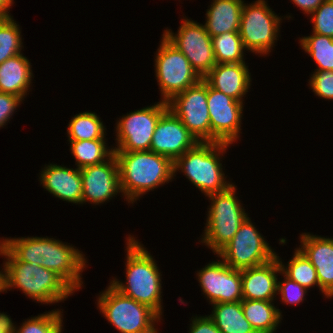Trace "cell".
I'll use <instances>...</instances> for the list:
<instances>
[{"instance_id":"cell-1","label":"cell","mask_w":333,"mask_h":333,"mask_svg":"<svg viewBox=\"0 0 333 333\" xmlns=\"http://www.w3.org/2000/svg\"><path fill=\"white\" fill-rule=\"evenodd\" d=\"M125 239L126 281L123 283L114 277L110 284L122 294L149 306L162 318V272L154 257L136 237L129 234Z\"/></svg>"},{"instance_id":"cell-2","label":"cell","mask_w":333,"mask_h":333,"mask_svg":"<svg viewBox=\"0 0 333 333\" xmlns=\"http://www.w3.org/2000/svg\"><path fill=\"white\" fill-rule=\"evenodd\" d=\"M118 162L120 188L128 204H134L147 192L174 181L173 162L155 152H114Z\"/></svg>"},{"instance_id":"cell-3","label":"cell","mask_w":333,"mask_h":333,"mask_svg":"<svg viewBox=\"0 0 333 333\" xmlns=\"http://www.w3.org/2000/svg\"><path fill=\"white\" fill-rule=\"evenodd\" d=\"M4 292L18 289L36 303L64 302L76 291L56 272L36 263L16 260L3 247Z\"/></svg>"},{"instance_id":"cell-4","label":"cell","mask_w":333,"mask_h":333,"mask_svg":"<svg viewBox=\"0 0 333 333\" xmlns=\"http://www.w3.org/2000/svg\"><path fill=\"white\" fill-rule=\"evenodd\" d=\"M229 146L228 143L198 142L173 163L174 177L177 172L183 173L205 197L225 191L234 184L226 179L221 163Z\"/></svg>"},{"instance_id":"cell-5","label":"cell","mask_w":333,"mask_h":333,"mask_svg":"<svg viewBox=\"0 0 333 333\" xmlns=\"http://www.w3.org/2000/svg\"><path fill=\"white\" fill-rule=\"evenodd\" d=\"M236 190L237 186L232 184L225 191L207 196L211 204L207 208L204 232L199 242L212 250L214 255L232 240L248 217Z\"/></svg>"},{"instance_id":"cell-6","label":"cell","mask_w":333,"mask_h":333,"mask_svg":"<svg viewBox=\"0 0 333 333\" xmlns=\"http://www.w3.org/2000/svg\"><path fill=\"white\" fill-rule=\"evenodd\" d=\"M96 301L101 315L120 333H160L156 324L163 318L149 306L122 294L110 283L99 293Z\"/></svg>"},{"instance_id":"cell-7","label":"cell","mask_w":333,"mask_h":333,"mask_svg":"<svg viewBox=\"0 0 333 333\" xmlns=\"http://www.w3.org/2000/svg\"><path fill=\"white\" fill-rule=\"evenodd\" d=\"M283 17L273 11L266 0L243 4L239 34L246 51L269 56L276 46Z\"/></svg>"},{"instance_id":"cell-8","label":"cell","mask_w":333,"mask_h":333,"mask_svg":"<svg viewBox=\"0 0 333 333\" xmlns=\"http://www.w3.org/2000/svg\"><path fill=\"white\" fill-rule=\"evenodd\" d=\"M154 70L161 93L160 101L168 102L202 78L188 59L163 36L154 59Z\"/></svg>"},{"instance_id":"cell-9","label":"cell","mask_w":333,"mask_h":333,"mask_svg":"<svg viewBox=\"0 0 333 333\" xmlns=\"http://www.w3.org/2000/svg\"><path fill=\"white\" fill-rule=\"evenodd\" d=\"M167 109L168 104L159 101L120 116L115 126L114 152L150 150L156 124Z\"/></svg>"},{"instance_id":"cell-10","label":"cell","mask_w":333,"mask_h":333,"mask_svg":"<svg viewBox=\"0 0 333 333\" xmlns=\"http://www.w3.org/2000/svg\"><path fill=\"white\" fill-rule=\"evenodd\" d=\"M263 236L248 216L232 240L216 257L236 270L265 264L276 257V252Z\"/></svg>"},{"instance_id":"cell-11","label":"cell","mask_w":333,"mask_h":333,"mask_svg":"<svg viewBox=\"0 0 333 333\" xmlns=\"http://www.w3.org/2000/svg\"><path fill=\"white\" fill-rule=\"evenodd\" d=\"M176 33L171 29L163 31V37L188 59L193 69L203 79L217 64L212 46L211 36L204 24L181 18Z\"/></svg>"},{"instance_id":"cell-12","label":"cell","mask_w":333,"mask_h":333,"mask_svg":"<svg viewBox=\"0 0 333 333\" xmlns=\"http://www.w3.org/2000/svg\"><path fill=\"white\" fill-rule=\"evenodd\" d=\"M170 109L198 142H211V123L207 105V83L195 85L167 102Z\"/></svg>"},{"instance_id":"cell-13","label":"cell","mask_w":333,"mask_h":333,"mask_svg":"<svg viewBox=\"0 0 333 333\" xmlns=\"http://www.w3.org/2000/svg\"><path fill=\"white\" fill-rule=\"evenodd\" d=\"M244 103L207 84V105L211 123V142L234 144L240 139Z\"/></svg>"},{"instance_id":"cell-14","label":"cell","mask_w":333,"mask_h":333,"mask_svg":"<svg viewBox=\"0 0 333 333\" xmlns=\"http://www.w3.org/2000/svg\"><path fill=\"white\" fill-rule=\"evenodd\" d=\"M196 276L202 294L211 305L243 299L241 271L228 266L222 259L212 260L198 270Z\"/></svg>"},{"instance_id":"cell-15","label":"cell","mask_w":333,"mask_h":333,"mask_svg":"<svg viewBox=\"0 0 333 333\" xmlns=\"http://www.w3.org/2000/svg\"><path fill=\"white\" fill-rule=\"evenodd\" d=\"M42 267L56 272L75 291L84 287L82 273L87 267V258L78 248L63 241L42 237Z\"/></svg>"},{"instance_id":"cell-16","label":"cell","mask_w":333,"mask_h":333,"mask_svg":"<svg viewBox=\"0 0 333 333\" xmlns=\"http://www.w3.org/2000/svg\"><path fill=\"white\" fill-rule=\"evenodd\" d=\"M82 177V205H101L110 202L121 192L118 162L113 154L101 164L80 169Z\"/></svg>"},{"instance_id":"cell-17","label":"cell","mask_w":333,"mask_h":333,"mask_svg":"<svg viewBox=\"0 0 333 333\" xmlns=\"http://www.w3.org/2000/svg\"><path fill=\"white\" fill-rule=\"evenodd\" d=\"M198 141L181 120L167 109L160 117L153 133L150 151L169 158L173 163Z\"/></svg>"},{"instance_id":"cell-18","label":"cell","mask_w":333,"mask_h":333,"mask_svg":"<svg viewBox=\"0 0 333 333\" xmlns=\"http://www.w3.org/2000/svg\"><path fill=\"white\" fill-rule=\"evenodd\" d=\"M299 249L316 269L319 288L329 297H333V238L300 234Z\"/></svg>"},{"instance_id":"cell-19","label":"cell","mask_w":333,"mask_h":333,"mask_svg":"<svg viewBox=\"0 0 333 333\" xmlns=\"http://www.w3.org/2000/svg\"><path fill=\"white\" fill-rule=\"evenodd\" d=\"M39 173L40 185L62 201L82 204V177L79 168H68L57 163L45 164Z\"/></svg>"},{"instance_id":"cell-20","label":"cell","mask_w":333,"mask_h":333,"mask_svg":"<svg viewBox=\"0 0 333 333\" xmlns=\"http://www.w3.org/2000/svg\"><path fill=\"white\" fill-rule=\"evenodd\" d=\"M203 80L211 87L244 102L252 85L247 63H217Z\"/></svg>"},{"instance_id":"cell-21","label":"cell","mask_w":333,"mask_h":333,"mask_svg":"<svg viewBox=\"0 0 333 333\" xmlns=\"http://www.w3.org/2000/svg\"><path fill=\"white\" fill-rule=\"evenodd\" d=\"M240 271L243 299L276 301L278 274L281 273L277 257L260 266Z\"/></svg>"},{"instance_id":"cell-22","label":"cell","mask_w":333,"mask_h":333,"mask_svg":"<svg viewBox=\"0 0 333 333\" xmlns=\"http://www.w3.org/2000/svg\"><path fill=\"white\" fill-rule=\"evenodd\" d=\"M31 62L23 53L0 64V92L20 97L23 101L32 88L34 78Z\"/></svg>"},{"instance_id":"cell-23","label":"cell","mask_w":333,"mask_h":333,"mask_svg":"<svg viewBox=\"0 0 333 333\" xmlns=\"http://www.w3.org/2000/svg\"><path fill=\"white\" fill-rule=\"evenodd\" d=\"M213 1V2H212ZM206 11L204 26L211 36L239 31L243 0H212Z\"/></svg>"},{"instance_id":"cell-24","label":"cell","mask_w":333,"mask_h":333,"mask_svg":"<svg viewBox=\"0 0 333 333\" xmlns=\"http://www.w3.org/2000/svg\"><path fill=\"white\" fill-rule=\"evenodd\" d=\"M273 302L275 301L241 300L244 316L257 333H276L282 323V311Z\"/></svg>"},{"instance_id":"cell-25","label":"cell","mask_w":333,"mask_h":333,"mask_svg":"<svg viewBox=\"0 0 333 333\" xmlns=\"http://www.w3.org/2000/svg\"><path fill=\"white\" fill-rule=\"evenodd\" d=\"M213 320L221 333H257L245 318L241 301L212 304Z\"/></svg>"},{"instance_id":"cell-26","label":"cell","mask_w":333,"mask_h":333,"mask_svg":"<svg viewBox=\"0 0 333 333\" xmlns=\"http://www.w3.org/2000/svg\"><path fill=\"white\" fill-rule=\"evenodd\" d=\"M292 258L287 262L283 263L282 258L276 253V257L279 261L281 272L290 280L297 282L307 290L312 287H318L320 292L324 295V298L330 299L322 290L319 288V280L316 269L308 258L303 254L299 248L294 249Z\"/></svg>"},{"instance_id":"cell-27","label":"cell","mask_w":333,"mask_h":333,"mask_svg":"<svg viewBox=\"0 0 333 333\" xmlns=\"http://www.w3.org/2000/svg\"><path fill=\"white\" fill-rule=\"evenodd\" d=\"M70 152L75 159L76 168L97 165L108 160L113 154V147L107 146V139L68 141Z\"/></svg>"},{"instance_id":"cell-28","label":"cell","mask_w":333,"mask_h":333,"mask_svg":"<svg viewBox=\"0 0 333 333\" xmlns=\"http://www.w3.org/2000/svg\"><path fill=\"white\" fill-rule=\"evenodd\" d=\"M67 126V141L106 139L107 129L95 112H80L72 117Z\"/></svg>"},{"instance_id":"cell-29","label":"cell","mask_w":333,"mask_h":333,"mask_svg":"<svg viewBox=\"0 0 333 333\" xmlns=\"http://www.w3.org/2000/svg\"><path fill=\"white\" fill-rule=\"evenodd\" d=\"M299 38V46L312 57L318 66L315 70L333 71V38L311 33Z\"/></svg>"},{"instance_id":"cell-30","label":"cell","mask_w":333,"mask_h":333,"mask_svg":"<svg viewBox=\"0 0 333 333\" xmlns=\"http://www.w3.org/2000/svg\"><path fill=\"white\" fill-rule=\"evenodd\" d=\"M3 247L18 261L36 263L42 266V237H1Z\"/></svg>"},{"instance_id":"cell-31","label":"cell","mask_w":333,"mask_h":333,"mask_svg":"<svg viewBox=\"0 0 333 333\" xmlns=\"http://www.w3.org/2000/svg\"><path fill=\"white\" fill-rule=\"evenodd\" d=\"M217 63H244L246 52L239 31L211 37Z\"/></svg>"},{"instance_id":"cell-32","label":"cell","mask_w":333,"mask_h":333,"mask_svg":"<svg viewBox=\"0 0 333 333\" xmlns=\"http://www.w3.org/2000/svg\"><path fill=\"white\" fill-rule=\"evenodd\" d=\"M53 309L25 319L19 327L12 321L9 333H63V310Z\"/></svg>"},{"instance_id":"cell-33","label":"cell","mask_w":333,"mask_h":333,"mask_svg":"<svg viewBox=\"0 0 333 333\" xmlns=\"http://www.w3.org/2000/svg\"><path fill=\"white\" fill-rule=\"evenodd\" d=\"M13 17H0V64L17 54L23 53L22 30Z\"/></svg>"},{"instance_id":"cell-34","label":"cell","mask_w":333,"mask_h":333,"mask_svg":"<svg viewBox=\"0 0 333 333\" xmlns=\"http://www.w3.org/2000/svg\"><path fill=\"white\" fill-rule=\"evenodd\" d=\"M309 16L312 33L333 38V0H325Z\"/></svg>"},{"instance_id":"cell-35","label":"cell","mask_w":333,"mask_h":333,"mask_svg":"<svg viewBox=\"0 0 333 333\" xmlns=\"http://www.w3.org/2000/svg\"><path fill=\"white\" fill-rule=\"evenodd\" d=\"M280 275L283 276V280H277V295H280L281 302L289 305H300V303H303L308 290L287 278L282 272Z\"/></svg>"},{"instance_id":"cell-36","label":"cell","mask_w":333,"mask_h":333,"mask_svg":"<svg viewBox=\"0 0 333 333\" xmlns=\"http://www.w3.org/2000/svg\"><path fill=\"white\" fill-rule=\"evenodd\" d=\"M313 73V74H312ZM309 79V88L315 96L333 101V71L314 70Z\"/></svg>"},{"instance_id":"cell-37","label":"cell","mask_w":333,"mask_h":333,"mask_svg":"<svg viewBox=\"0 0 333 333\" xmlns=\"http://www.w3.org/2000/svg\"><path fill=\"white\" fill-rule=\"evenodd\" d=\"M23 102L16 95L0 92V129L10 123V118Z\"/></svg>"},{"instance_id":"cell-38","label":"cell","mask_w":333,"mask_h":333,"mask_svg":"<svg viewBox=\"0 0 333 333\" xmlns=\"http://www.w3.org/2000/svg\"><path fill=\"white\" fill-rule=\"evenodd\" d=\"M190 321L189 333H221L208 315L197 316L196 314V316L191 317Z\"/></svg>"},{"instance_id":"cell-39","label":"cell","mask_w":333,"mask_h":333,"mask_svg":"<svg viewBox=\"0 0 333 333\" xmlns=\"http://www.w3.org/2000/svg\"><path fill=\"white\" fill-rule=\"evenodd\" d=\"M297 8L299 7L303 14L309 15L314 12L325 0H291Z\"/></svg>"},{"instance_id":"cell-40","label":"cell","mask_w":333,"mask_h":333,"mask_svg":"<svg viewBox=\"0 0 333 333\" xmlns=\"http://www.w3.org/2000/svg\"><path fill=\"white\" fill-rule=\"evenodd\" d=\"M12 326V319L4 312H0V333H9Z\"/></svg>"},{"instance_id":"cell-41","label":"cell","mask_w":333,"mask_h":333,"mask_svg":"<svg viewBox=\"0 0 333 333\" xmlns=\"http://www.w3.org/2000/svg\"><path fill=\"white\" fill-rule=\"evenodd\" d=\"M14 0H0V17H9L10 8L14 5Z\"/></svg>"},{"instance_id":"cell-42","label":"cell","mask_w":333,"mask_h":333,"mask_svg":"<svg viewBox=\"0 0 333 333\" xmlns=\"http://www.w3.org/2000/svg\"><path fill=\"white\" fill-rule=\"evenodd\" d=\"M4 293V272L0 269V294Z\"/></svg>"},{"instance_id":"cell-43","label":"cell","mask_w":333,"mask_h":333,"mask_svg":"<svg viewBox=\"0 0 333 333\" xmlns=\"http://www.w3.org/2000/svg\"><path fill=\"white\" fill-rule=\"evenodd\" d=\"M0 256L3 257V244L1 242V238H0Z\"/></svg>"}]
</instances>
